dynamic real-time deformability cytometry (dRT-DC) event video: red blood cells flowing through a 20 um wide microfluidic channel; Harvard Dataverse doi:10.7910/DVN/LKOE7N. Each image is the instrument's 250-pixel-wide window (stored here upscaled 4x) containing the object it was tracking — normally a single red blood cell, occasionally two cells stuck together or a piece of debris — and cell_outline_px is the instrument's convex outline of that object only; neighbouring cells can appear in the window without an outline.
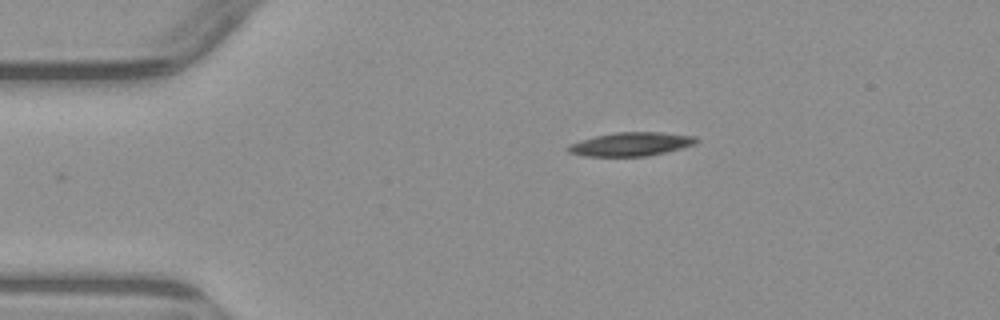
{"species": "common noctule bat (a hibernating species)", "species_latin": "Nyctalus noctula", "temperature_condition": "warm", "stored_images_in_passage": 4, "camera_frame_rate_fps": 3000, "um_per_image_px": 0.085, "animal": {"sex": "male", "body_mass_g": 23.1, "forearm_length_mm": 52.7}, "frame": {"image": 1, "passage_image": 1, "time_ms": 0.0, "image_size_px": [1000, 320], "cell_outline_px": [[700, 140], [696, 144], [648, 156], [584, 156], [568, 152], [564, 148], [568, 144], [580, 140], [596, 136], [616, 132], [660, 132], [696, 136]], "centroid_in_image_um": [53.61, 12.25], "position_along_channel_um": 31.4, "area_um2": 17.74}}
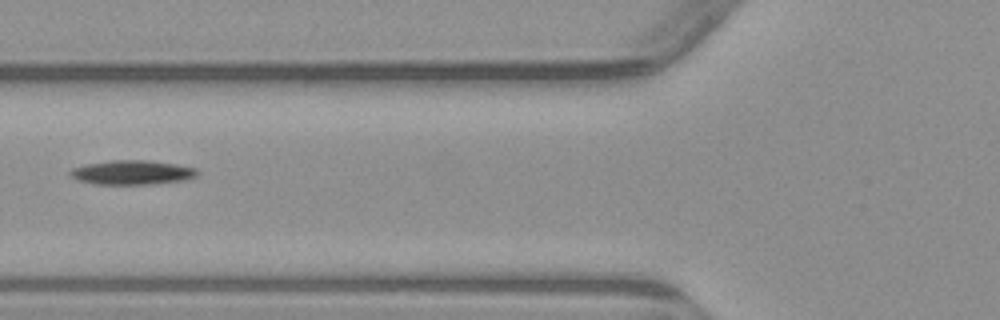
{"frame": {"image": 2, "passage_image": 3, "time_ms": 3.333, "image_size_px": [1000, 320], "cell_outline_px": [[200, 176], [184, 180], [152, 184], [96, 184], [80, 180], [72, 176], [68, 172], [72, 168], [84, 164], [108, 160], [148, 160], [176, 164], [196, 168], [200, 172]], "centroid_in_image_um": [11.28, 14.65], "position_along_channel_um": 114.5, "area_um2": 18.15}}
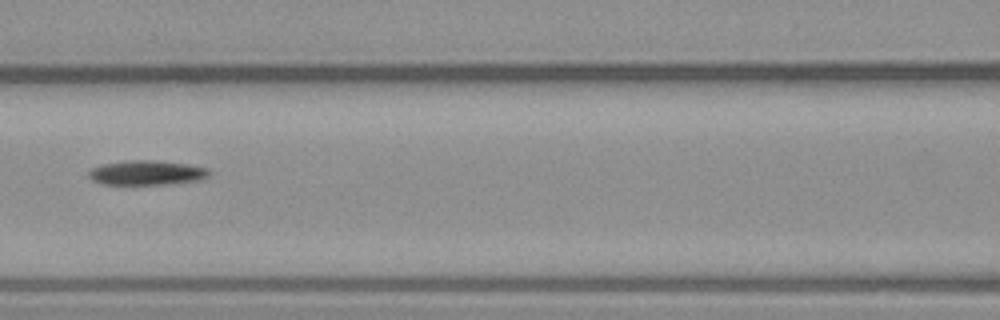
{"frame": {"image": 3, "passage_image": 4, "time_ms": 4.333, "image_size_px": [1000, 320], "cell_outline_px": [[212, 172], [208, 176], [200, 180], [172, 184], [100, 184], [92, 180], [88, 176], [88, 172], [92, 168], [104, 164], [124, 160], [152, 160], [188, 164], [208, 168]], "centroid_in_image_um": [12.49, 14.68], "position_along_channel_um": 154.1, "area_um2": 17.4}}